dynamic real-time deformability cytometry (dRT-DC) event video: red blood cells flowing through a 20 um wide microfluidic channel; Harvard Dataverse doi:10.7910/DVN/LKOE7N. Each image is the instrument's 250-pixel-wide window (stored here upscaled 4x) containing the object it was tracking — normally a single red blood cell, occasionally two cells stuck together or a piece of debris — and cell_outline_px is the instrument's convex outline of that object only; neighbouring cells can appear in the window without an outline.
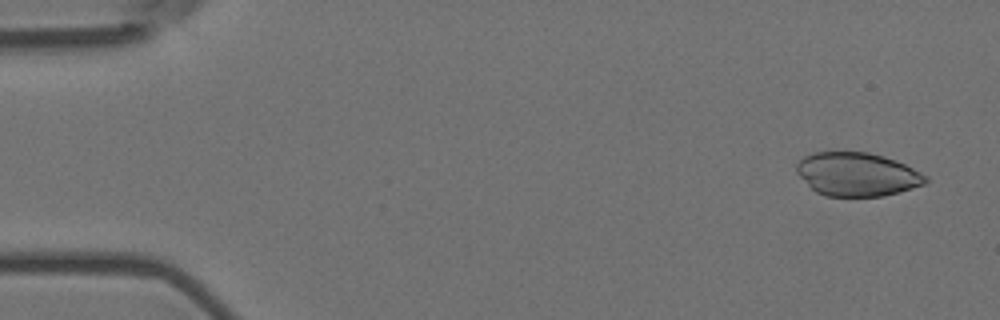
{"species": "Egyptian fruit bat (a non-hibernating species)", "species_latin": "Rousettus aegyptiacus", "temperature_condition": "room temperature", "stored_images_in_passage": 6, "camera_frame_rate_fps": 3000, "um_per_image_px": 0.085, "animal": {"sex": "female"}, "frame": {"image": 1, "passage_image": 6, "time_ms": 1.667, "image_size_px": [1000, 320], "cell_outline_px": [[928, 180], [924, 184], [912, 188], [884, 196], [824, 196], [816, 192], [796, 172], [796, 164], [804, 156], [816, 152], [868, 152], [884, 156], [896, 160], [928, 176]], "centroid_in_image_um": [72.85, 14.81], "position_along_channel_um": 12.1, "area_um2": 32.66}}